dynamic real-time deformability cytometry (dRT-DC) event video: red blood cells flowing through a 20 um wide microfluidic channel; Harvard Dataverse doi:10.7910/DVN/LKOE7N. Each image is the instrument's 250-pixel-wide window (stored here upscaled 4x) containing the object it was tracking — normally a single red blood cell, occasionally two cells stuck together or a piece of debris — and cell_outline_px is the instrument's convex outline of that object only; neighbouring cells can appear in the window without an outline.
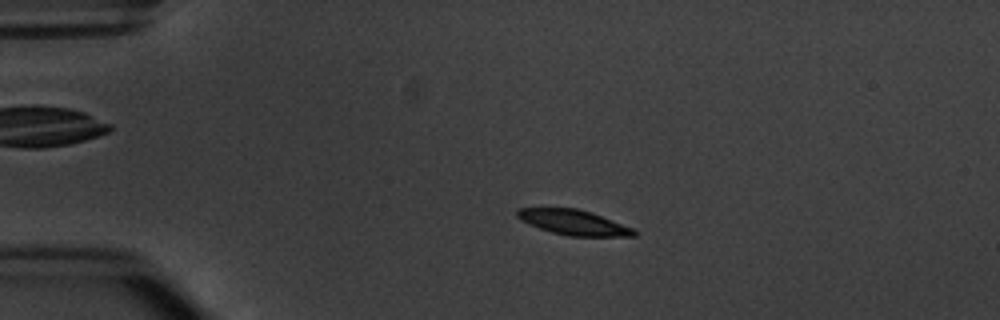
{"species": "common noctule bat (a hibernating species)", "species_latin": "Nyctalus noctula", "temperature_condition": "warm", "stored_images_in_passage": 6, "camera_frame_rate_fps": 3000, "um_per_image_px": 0.085, "animal": {"sex": "male", "body_mass_g": 20.1, "forearm_length_mm": 53.5}, "frame": {"image": 1, "passage_image": 3, "time_ms": 2.333, "image_size_px": [1000, 320], "cell_outline_px": [[636, 236], [568, 236], [552, 232], [540, 228], [520, 220], [516, 216], [516, 208], [576, 208], [592, 212], [636, 228]], "centroid_in_image_um": [48.79, 18.9], "position_along_channel_um": 36.2, "area_um2": 17.22}}
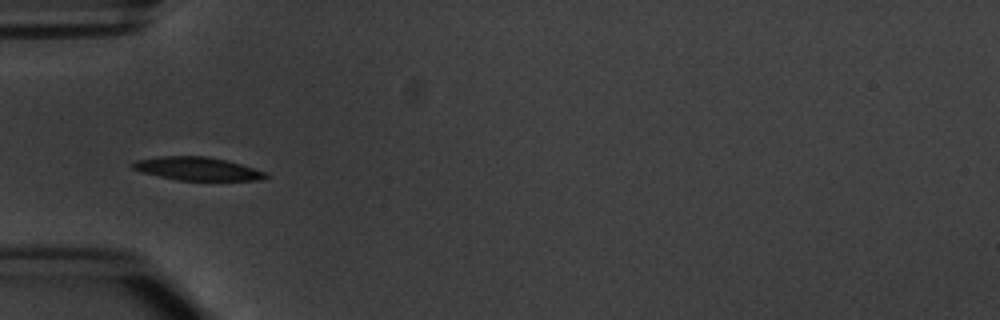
{"frame": {"image": 2, "passage_image": 4, "time_ms": 4.333, "image_size_px": [1000, 320], "cell_outline_px": [[268, 176], [260, 180], [176, 180], [140, 172], [132, 168], [128, 164], [136, 160], [160, 156], [204, 156], [224, 160], [240, 164], [264, 172]], "centroid_in_image_um": [16.66, 14.34], "position_along_channel_um": 68.3, "area_um2": 17.86}}